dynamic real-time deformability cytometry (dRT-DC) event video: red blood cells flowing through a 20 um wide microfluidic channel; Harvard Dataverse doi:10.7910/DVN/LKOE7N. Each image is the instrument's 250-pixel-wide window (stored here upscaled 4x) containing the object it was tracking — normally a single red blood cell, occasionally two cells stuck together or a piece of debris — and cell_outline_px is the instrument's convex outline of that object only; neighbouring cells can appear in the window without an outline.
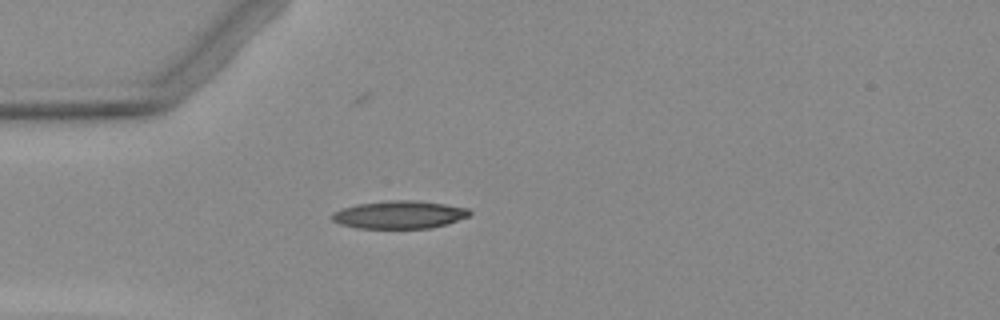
{"species": "Egyptian fruit bat (a non-hibernating species)", "species_latin": "Rousettus aegyptiacus", "temperature_condition": "warm", "stored_images_in_passage": 4, "camera_frame_rate_fps": 3000, "um_per_image_px": 0.085, "animal": {"sex": "female"}, "frame": {"image": 1, "passage_image": 4, "time_ms": 4.667, "image_size_px": [1000, 320], "cell_outline_px": [[472, 212], [468, 216], [448, 224], [428, 228], [356, 228], [340, 224], [332, 220], [328, 216], [332, 212], [356, 204], [388, 200], [416, 200], [444, 204], [468, 208]], "centroid_in_image_um": [33.91, 18.24], "position_along_channel_um": 51.1, "area_um2": 22.43}}